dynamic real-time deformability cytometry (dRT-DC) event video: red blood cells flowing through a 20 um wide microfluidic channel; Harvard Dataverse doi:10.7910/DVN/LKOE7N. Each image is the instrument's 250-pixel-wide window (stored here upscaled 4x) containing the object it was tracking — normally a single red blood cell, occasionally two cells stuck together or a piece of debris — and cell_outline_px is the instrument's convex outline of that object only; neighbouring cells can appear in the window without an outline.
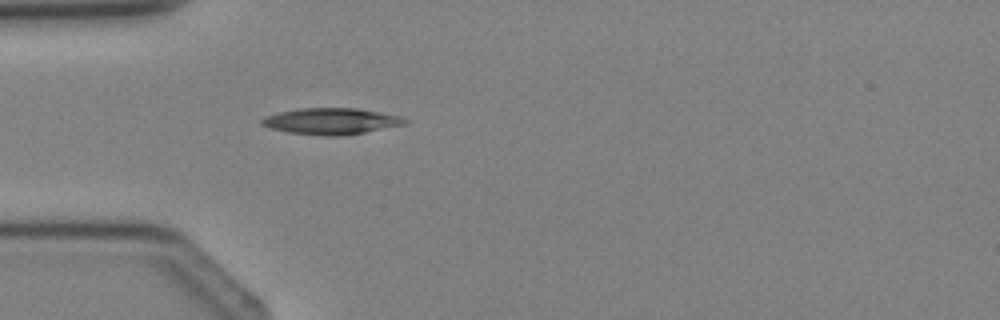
{"species": "Egyptian fruit bat (a non-hibernating species)", "species_latin": "Rousettus aegyptiacus", "temperature_condition": "cold", "stored_images_in_passage": 4, "camera_frame_rate_fps": 3000, "um_per_image_px": 0.085, "animal": {"sex": "female"}, "frame": {"image": 1, "passage_image": 4, "time_ms": 3.667, "image_size_px": [1000, 320], "cell_outline_px": [[408, 124], [364, 132], [340, 136], [324, 136], [288, 132], [268, 128], [260, 124], [260, 120], [264, 116], [280, 112], [300, 108], [356, 108], [380, 112], [400, 116], [408, 120]], "centroid_in_image_um": [28.13, 10.3], "position_along_channel_um": 56.9, "area_um2": 22.02}}